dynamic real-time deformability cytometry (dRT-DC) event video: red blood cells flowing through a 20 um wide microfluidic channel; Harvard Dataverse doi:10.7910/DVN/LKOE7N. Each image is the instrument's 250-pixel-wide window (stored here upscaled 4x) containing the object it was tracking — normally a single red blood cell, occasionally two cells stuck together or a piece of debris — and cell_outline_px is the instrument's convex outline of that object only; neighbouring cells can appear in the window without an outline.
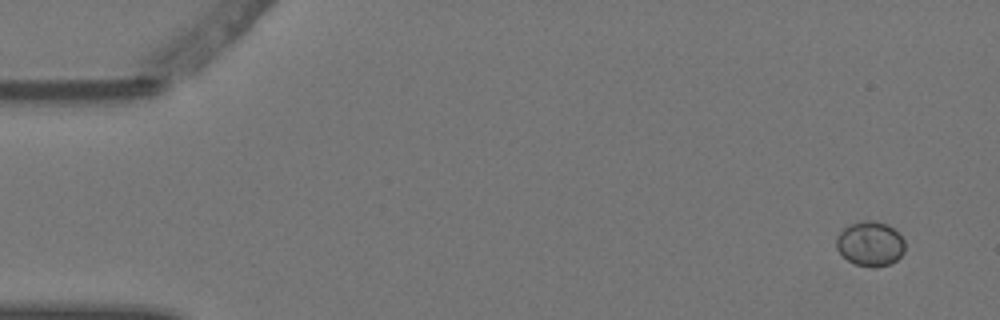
{"species": "Egyptian fruit bat (a non-hibernating species)", "species_latin": "Rousettus aegyptiacus", "temperature_condition": "warm", "stored_images_in_passage": 4, "camera_frame_rate_fps": 3000, "um_per_image_px": 0.085, "animal": {"sex": "female"}, "frame": {"image": 1, "passage_image": 1, "time_ms": 0.0, "image_size_px": [1000, 320], "cell_outline_px": [[904, 252], [896, 260], [888, 264], [876, 268], [872, 268], [856, 264], [848, 260], [836, 248], [836, 236], [848, 224], [864, 220], [872, 220], [888, 224], [904, 240]], "centroid_in_image_um": [73.95, 20.71], "position_along_channel_um": 11.1, "area_um2": 17.86}}
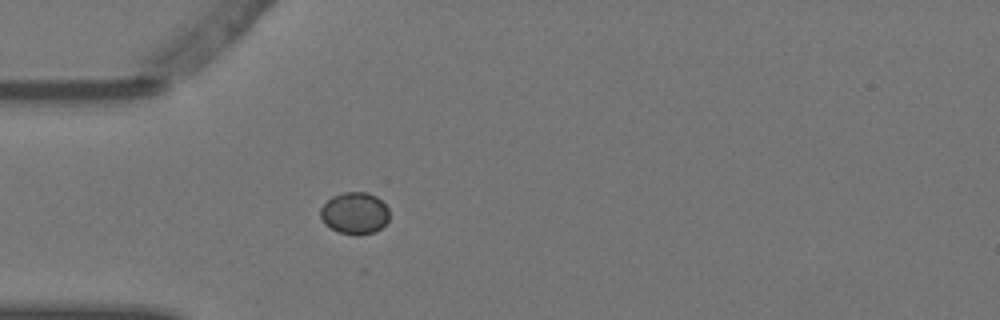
{"frame": {"image": 2, "passage_image": 4, "time_ms": 1.0, "image_size_px": [1000, 320], "cell_outline_px": [[388, 220], [376, 232], [360, 236], [356, 236], [340, 232], [324, 224], [320, 216], [320, 208], [332, 196], [344, 192], [368, 192], [376, 196], [388, 208]], "centroid_in_image_um": [30.14, 18.13], "position_along_channel_um": 54.9, "area_um2": 16.88}}